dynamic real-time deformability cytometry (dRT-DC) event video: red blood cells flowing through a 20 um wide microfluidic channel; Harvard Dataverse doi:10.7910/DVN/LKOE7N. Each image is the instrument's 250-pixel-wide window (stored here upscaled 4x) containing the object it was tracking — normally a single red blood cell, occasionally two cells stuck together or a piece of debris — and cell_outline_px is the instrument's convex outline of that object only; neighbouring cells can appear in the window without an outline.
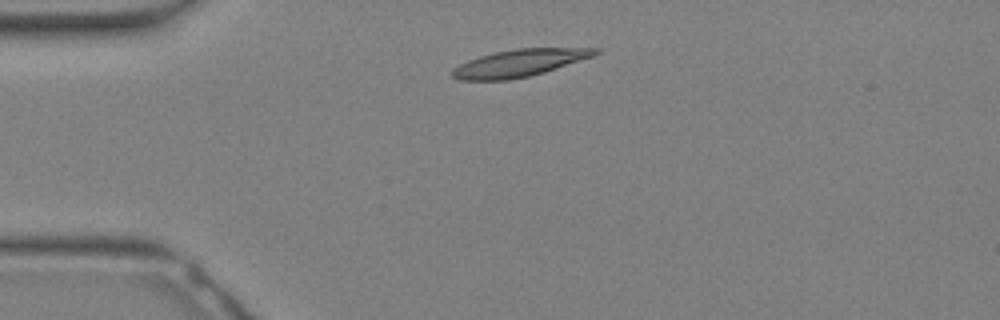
{"species": "Egyptian fruit bat (a non-hibernating species)", "species_latin": "Rousettus aegyptiacus", "temperature_condition": "warm", "stored_images_in_passage": 13, "camera_frame_rate_fps": 3000, "um_per_image_px": 0.085, "animal": {"sex": "female"}, "frame": {"image": 1, "passage_image": 3, "time_ms": 0.667, "image_size_px": [1000, 320], "cell_outline_px": [[600, 52], [592, 56], [544, 72], [528, 76], [508, 80], [460, 80], [452, 76], [452, 68], [468, 60], [480, 56], [496, 52], [516, 48], [600, 48]], "centroid_in_image_um": [44.12, 5.35], "position_along_channel_um": 40.9, "area_um2": 22.37}}
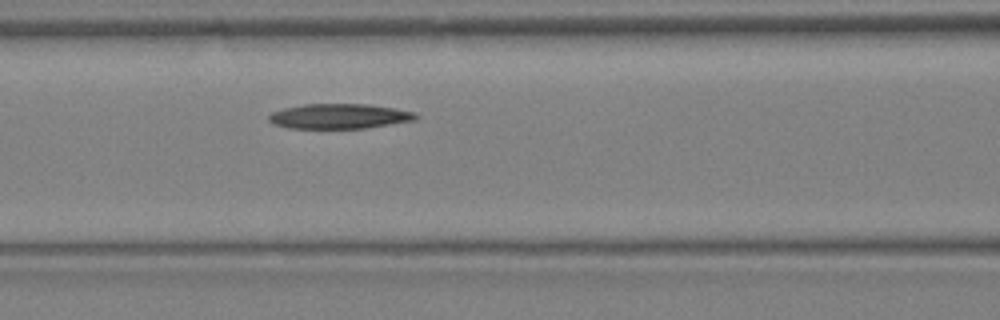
{"frame": {"image": 2, "passage_image": 9, "time_ms": 2.667, "image_size_px": [1000, 320], "cell_outline_px": [[420, 116], [416, 120], [364, 128], [288, 128], [276, 124], [268, 120], [268, 116], [272, 112], [284, 108], [304, 104], [368, 104], [396, 108], [416, 112]], "centroid_in_image_um": [28.89, 9.87], "position_along_channel_um": 137.7, "area_um2": 21.39}}
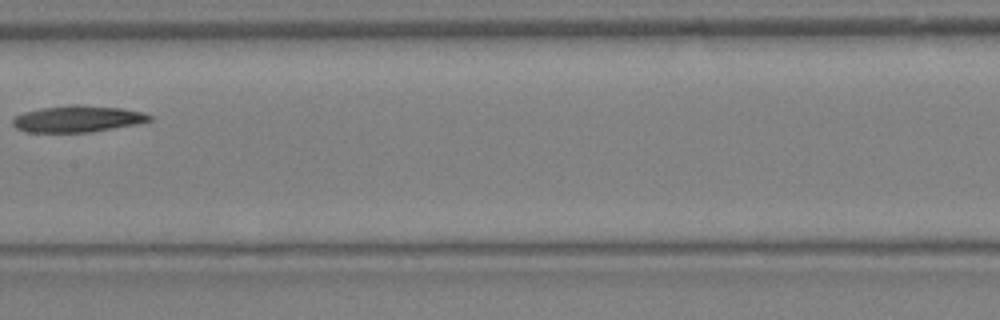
{"frame": {"image": 3, "passage_image": 12, "time_ms": 3.667, "image_size_px": [1000, 320], "cell_outline_px": [[152, 120], [136, 124], [88, 132], [28, 132], [16, 128], [12, 124], [12, 120], [16, 116], [24, 112], [40, 108], [68, 104], [80, 104], [120, 108], [144, 112], [152, 116]], "centroid_in_image_um": [6.58, 10.09], "position_along_channel_um": 200.8, "area_um2": 21.15}}